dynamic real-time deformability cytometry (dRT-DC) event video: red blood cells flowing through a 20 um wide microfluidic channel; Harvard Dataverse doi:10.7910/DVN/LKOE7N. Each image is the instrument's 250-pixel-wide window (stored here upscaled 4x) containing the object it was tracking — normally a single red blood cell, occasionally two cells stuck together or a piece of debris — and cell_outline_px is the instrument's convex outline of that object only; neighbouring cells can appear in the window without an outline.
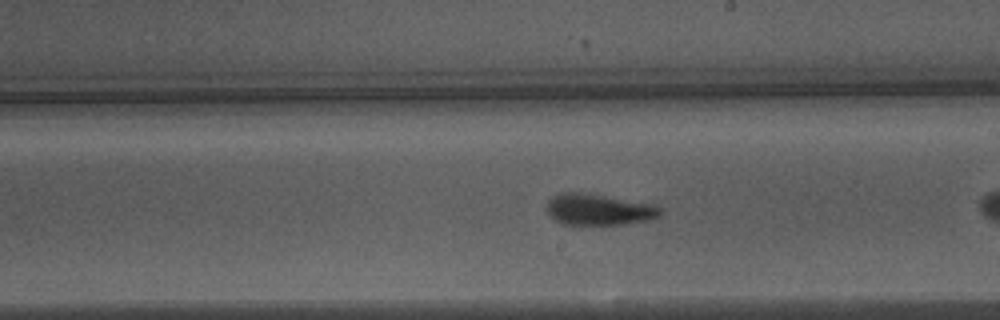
{"species": "Egyptian fruit bat (a non-hibernating species)", "species_latin": "Rousettus aegyptiacus", "temperature_condition": "warm", "stored_images_in_passage": 9, "camera_frame_rate_fps": 3000, "um_per_image_px": 0.085, "animal": {"sex": "male"}, "frame": {"image": 1, "passage_image": 8, "time_ms": 2.333, "image_size_px": [1000, 320], "cell_outline_px": [[664, 212], [660, 216], [648, 220], [620, 224], [560, 224], [544, 208], [548, 200], [552, 196], [560, 192], [580, 192], [656, 204]], "centroid_in_image_um": [50.88, 17.8], "position_along_channel_um": 238.1, "area_um2": 20.75}}